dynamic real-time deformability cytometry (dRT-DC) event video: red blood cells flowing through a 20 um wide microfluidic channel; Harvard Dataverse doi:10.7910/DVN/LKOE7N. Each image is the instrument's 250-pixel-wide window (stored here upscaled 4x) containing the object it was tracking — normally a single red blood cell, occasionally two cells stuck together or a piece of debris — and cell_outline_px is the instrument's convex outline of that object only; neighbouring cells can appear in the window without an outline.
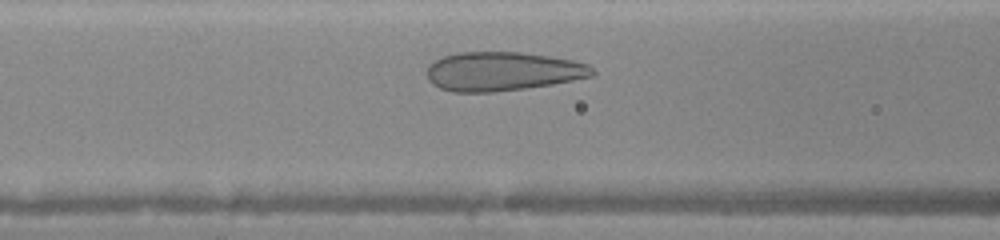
{"species": "human", "species_latin": "Homo sapiens", "temperature_condition": "warm", "stored_images_in_passage": 25, "camera_frame_rate_fps": 3000, "um_per_image_px": 0.085, "donor": {"sex": "female"}, "frame": {"image": 1, "passage_image": 7, "time_ms": 2.0, "image_size_px": [1000, 240], "cell_outline_px": [[596, 72], [592, 76], [552, 84], [524, 88], [492, 92], [452, 92], [440, 88], [432, 84], [428, 80], [428, 64], [444, 56], [456, 52], [520, 52], [548, 56], [572, 60], [588, 64]], "centroid_in_image_um": [42.7, 6.06], "position_along_channel_um": 123.9, "area_um2": 37.45}}
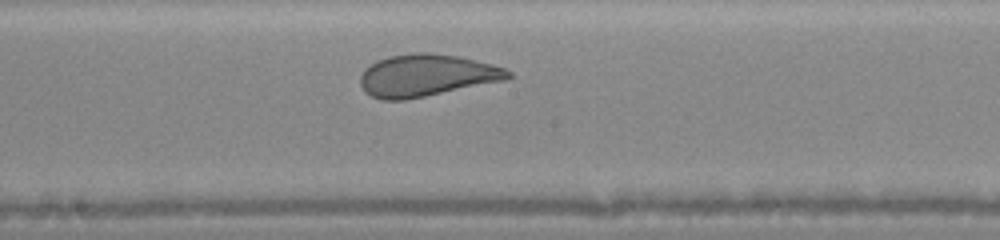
{"frame": {"image": 2, "passage_image": 13, "time_ms": 4.0, "image_size_px": [1000, 240], "cell_outline_px": [[512, 76], [508, 80], [404, 100], [384, 100], [372, 96], [360, 84], [360, 76], [364, 68], [388, 56], [416, 52], [428, 52], [460, 56], [508, 68], [512, 72]], "centroid_in_image_um": [36.32, 6.4], "position_along_channel_um": 211.9, "area_um2": 36.36}}
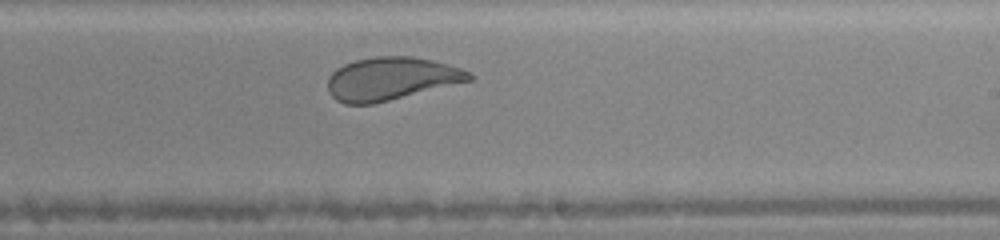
{"frame": {"image": 3, "passage_image": 16, "time_ms": 5.0, "image_size_px": [1000, 240], "cell_outline_px": [[472, 80], [372, 104], [344, 104], [336, 100], [328, 92], [328, 76], [336, 68], [344, 64], [356, 60], [376, 56], [412, 56], [432, 60], [460, 68], [468, 72], [472, 76]], "centroid_in_image_um": [33.19, 6.68], "position_along_channel_um": 255.8, "area_um2": 35.14}}